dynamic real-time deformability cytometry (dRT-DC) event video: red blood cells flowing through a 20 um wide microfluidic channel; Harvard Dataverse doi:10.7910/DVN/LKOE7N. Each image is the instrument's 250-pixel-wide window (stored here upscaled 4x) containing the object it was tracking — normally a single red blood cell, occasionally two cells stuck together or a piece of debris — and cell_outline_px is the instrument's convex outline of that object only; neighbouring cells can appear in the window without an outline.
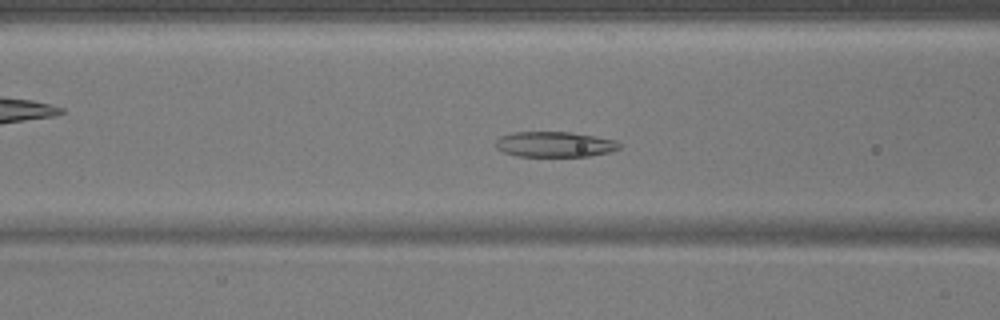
{"species": "common noctule bat (a hibernating species)", "species_latin": "Nyctalus noctula", "temperature_condition": "warm", "stored_images_in_passage": 44, "camera_frame_rate_fps": 3000, "um_per_image_px": 0.085, "animal": {"sex": "male", "body_mass_g": 17.9}, "frame": {"image": 1, "passage_image": 13, "time_ms": 4.0, "image_size_px": [1000, 320], "cell_outline_px": [[620, 148], [608, 152], [588, 156], [516, 156], [504, 152], [496, 148], [496, 140], [500, 136], [512, 132], [572, 132], [612, 140], [620, 144]], "centroid_in_image_um": [47.08, 12.27], "position_along_channel_um": 119.5, "area_um2": 18.09}}
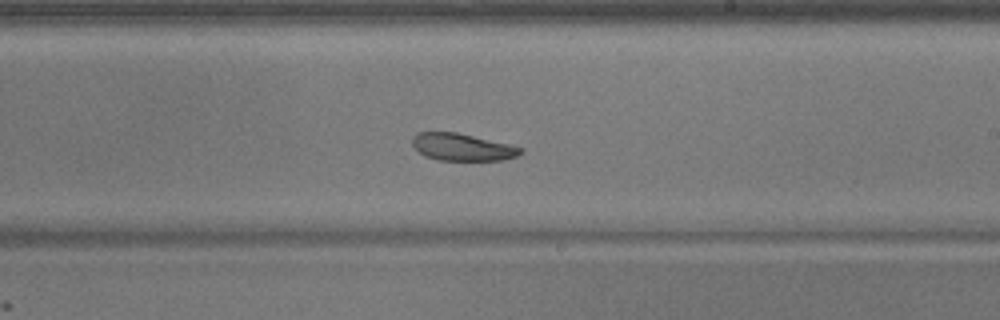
{"frame": {"image": 2, "passage_image": 23, "time_ms": 7.333, "image_size_px": [1000, 320], "cell_outline_px": [[524, 152], [516, 156], [504, 160], [436, 160], [424, 156], [412, 144], [412, 136], [416, 132], [456, 132], [512, 144], [524, 148]], "centroid_in_image_um": [39.32, 12.5], "position_along_channel_um": 249.7, "area_um2": 17.4}}
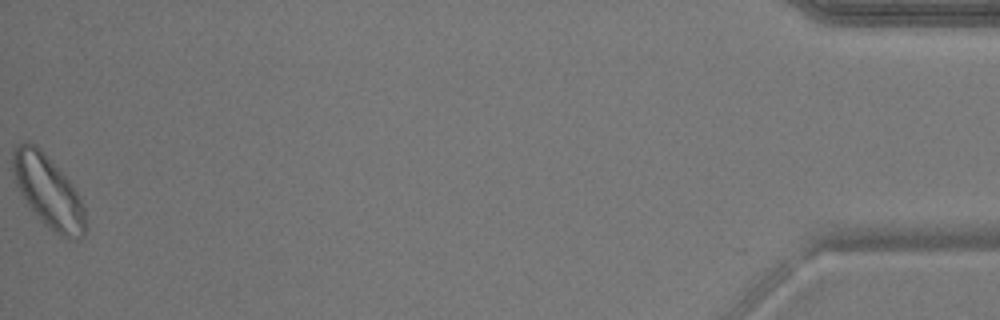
{"frame": {"image": 3, "passage_image": 44, "time_ms": 14.333, "image_size_px": [1000, 320], "cell_outline_px": [[84, 236], [80, 240], [76, 240], [60, 236], [48, 228], [44, 224], [28, 204], [20, 192], [16, 184], [12, 172], [12, 152], [20, 144], [28, 140], [36, 144], [44, 152], [72, 184], [84, 208]], "centroid_in_image_um": [4.08, 16.27], "position_along_channel_um": 431.1, "area_um2": 30.23}}